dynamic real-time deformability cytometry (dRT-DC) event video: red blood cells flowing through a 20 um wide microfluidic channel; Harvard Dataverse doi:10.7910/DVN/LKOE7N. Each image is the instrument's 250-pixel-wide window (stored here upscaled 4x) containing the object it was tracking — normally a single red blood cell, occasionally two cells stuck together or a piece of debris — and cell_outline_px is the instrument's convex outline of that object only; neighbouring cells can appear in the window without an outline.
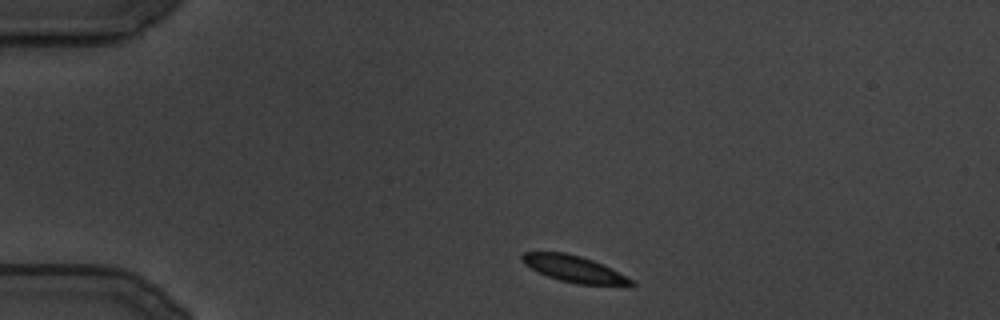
{"species": "common noctule bat (a hibernating species)", "species_latin": "Nyctalus noctula", "temperature_condition": "cold", "stored_images_in_passage": 100, "camera_frame_rate_fps": 3000, "um_per_image_px": 0.085, "animal": {"sex": "male", "body_mass_g": 19.5, "forearm_length_mm": 54.6}, "frame": {"image": 1, "passage_image": 1, "time_ms": 0.0, "image_size_px": [1000, 320], "cell_outline_px": [[636, 284], [576, 284], [560, 280], [548, 276], [524, 264], [520, 260], [520, 256], [524, 252], [564, 252], [580, 256], [592, 260], [632, 280]], "centroid_in_image_um": [48.67, 22.83], "position_along_channel_um": 36.3, "area_um2": 16.13}}
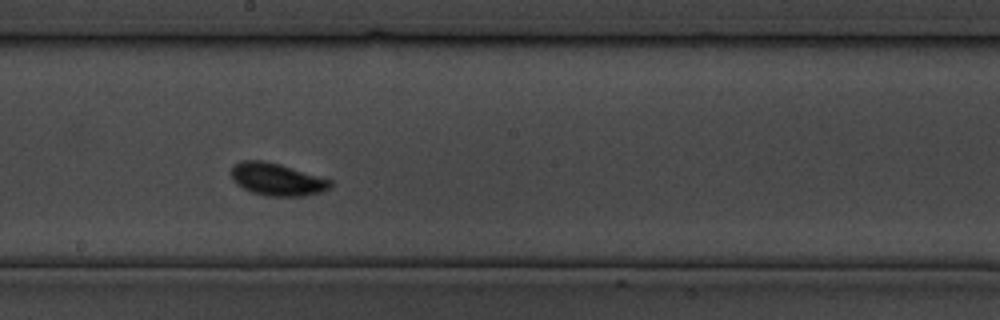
{"frame": {"image": 2, "passage_image": 45, "time_ms": 14.667, "image_size_px": [1000, 320], "cell_outline_px": [[332, 184], [328, 188], [320, 192], [304, 196], [264, 196], [252, 192], [244, 188], [232, 180], [232, 164], [240, 160], [264, 160], [280, 164], [332, 180]], "centroid_in_image_um": [23.51, 15.23], "position_along_channel_um": 224.7, "area_um2": 18.73}}
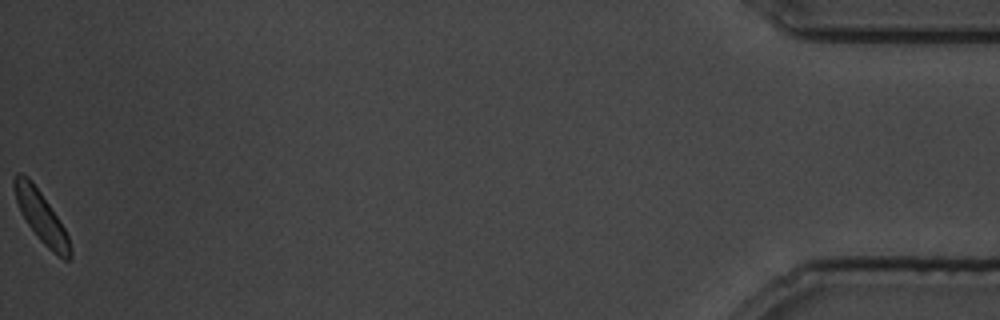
{"frame": {"image": 3, "passage_image": 100, "time_ms": 33.0, "image_size_px": [1000, 320], "cell_outline_px": [[72, 256], [68, 260], [64, 260], [52, 252], [40, 240], [28, 224], [20, 212], [16, 200], [12, 184], [12, 176], [16, 172], [20, 172], [28, 176], [32, 180], [64, 228], [68, 236], [72, 248]], "centroid_in_image_um": [3.47, 18.4], "position_along_channel_um": 431.7, "area_um2": 16.65}}